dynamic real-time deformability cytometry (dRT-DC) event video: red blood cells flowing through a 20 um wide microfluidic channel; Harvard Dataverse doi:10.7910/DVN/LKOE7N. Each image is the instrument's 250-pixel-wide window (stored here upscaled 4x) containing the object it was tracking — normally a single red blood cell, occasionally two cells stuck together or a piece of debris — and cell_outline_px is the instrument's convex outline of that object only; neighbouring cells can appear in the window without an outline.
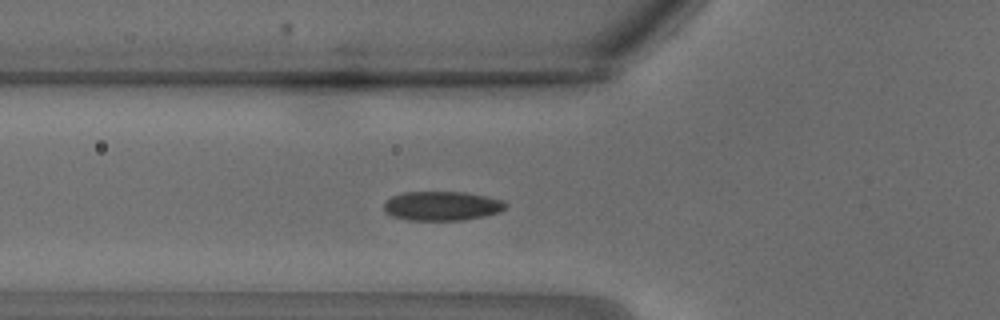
{"species": "common noctule bat (a hibernating species)", "species_latin": "Nyctalus noctula", "temperature_condition": "warm", "stored_images_in_passage": 24, "camera_frame_rate_fps": 3000, "um_per_image_px": 0.085, "animal": {"sex": "male", "body_mass_g": 18.8}, "frame": {"image": 1, "passage_image": 5, "time_ms": 1.333, "image_size_px": [1000, 320], "cell_outline_px": [[508, 204], [500, 212], [484, 216], [460, 220], [408, 220], [392, 216], [384, 208], [384, 200], [392, 196], [404, 192], [464, 192], [504, 200]], "centroid_in_image_um": [37.56, 17.5], "position_along_channel_um": 88.2, "area_um2": 20.69}}
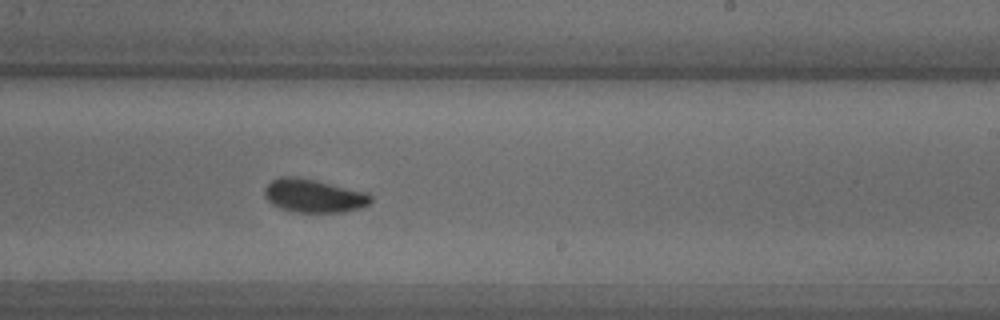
{"frame": {"image": 2, "passage_image": 13, "time_ms": 4.0, "image_size_px": [1000, 320], "cell_outline_px": [[372, 200], [368, 204], [360, 208], [344, 212], [292, 212], [280, 208], [272, 204], [264, 196], [264, 188], [272, 180], [280, 176], [296, 176], [316, 180], [368, 192], [372, 196]], "centroid_in_image_um": [26.66, 16.63], "position_along_channel_um": 262.3, "area_um2": 20.87}}
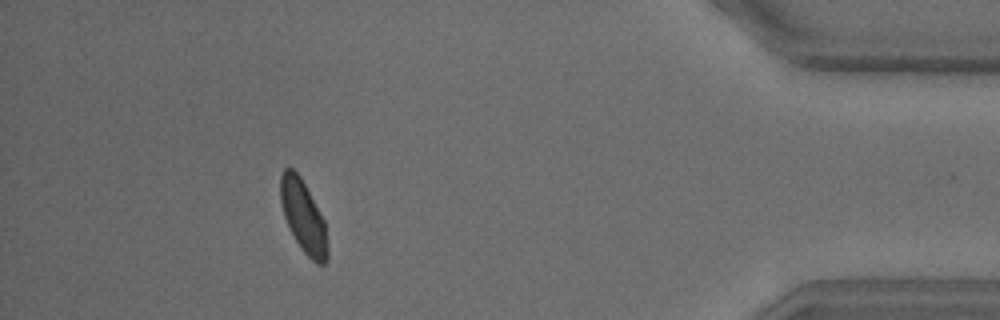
{"frame": {"image": 3, "passage_image": 22, "time_ms": 7.0, "image_size_px": [1000, 320], "cell_outline_px": [[328, 260], [324, 264], [316, 264], [300, 248], [284, 216], [280, 204], [280, 176], [284, 168], [292, 168], [300, 176], [324, 220], [328, 252]], "centroid_in_image_um": [25.77, 18.41], "position_along_channel_um": 409.4, "area_um2": 19.54}}